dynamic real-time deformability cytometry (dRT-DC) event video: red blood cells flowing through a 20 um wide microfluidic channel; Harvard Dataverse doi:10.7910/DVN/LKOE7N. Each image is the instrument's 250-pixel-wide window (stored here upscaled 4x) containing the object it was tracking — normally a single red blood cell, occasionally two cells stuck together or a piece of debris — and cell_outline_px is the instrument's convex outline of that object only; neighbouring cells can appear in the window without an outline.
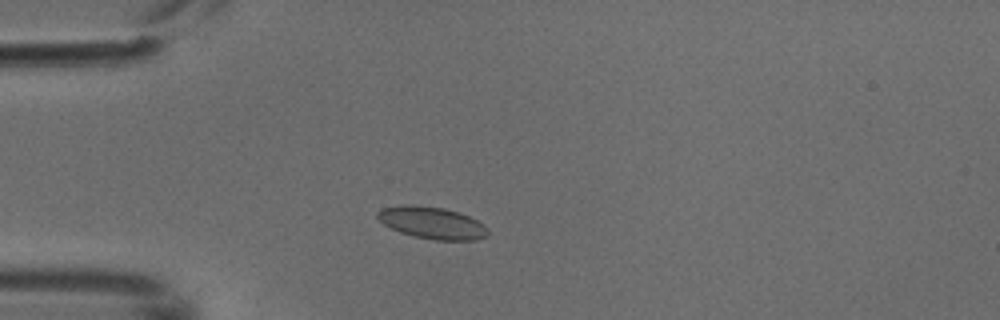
{"species": "common noctule bat (a hibernating species)", "species_latin": "Nyctalus noctula", "temperature_condition": "cold", "stored_images_in_passage": 4, "camera_frame_rate_fps": 3000, "um_per_image_px": 0.085, "animal": {"sex": "male", "body_mass_g": 18.8}, "frame": {"image": 1, "passage_image": 2, "time_ms": 0.333, "image_size_px": [1000, 320], "cell_outline_px": [[488, 236], [476, 240], [436, 240], [412, 236], [400, 232], [384, 224], [376, 216], [376, 212], [380, 208], [400, 204], [412, 204], [444, 208], [460, 212], [484, 224], [488, 228]], "centroid_in_image_um": [36.71, 18.93], "position_along_channel_um": 48.3, "area_um2": 20.87}}
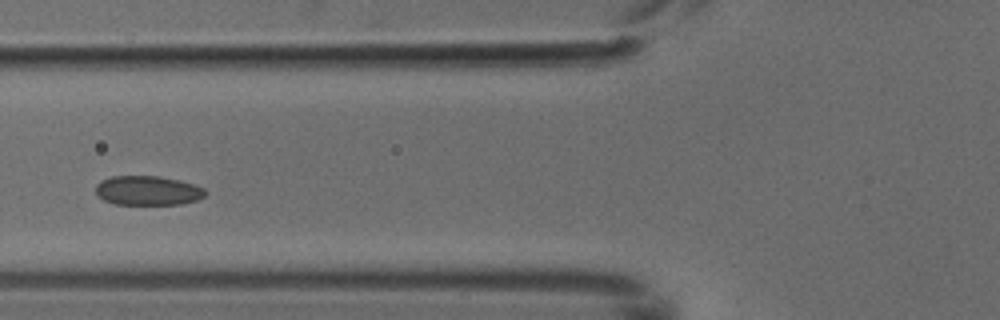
{"frame": {"image": 2, "passage_image": 4, "time_ms": 1.0, "image_size_px": [1000, 320], "cell_outline_px": [[208, 192], [204, 196], [196, 200], [180, 204], [116, 204], [104, 200], [96, 192], [96, 184], [100, 180], [112, 176], [160, 176], [180, 180], [204, 188]], "centroid_in_image_um": [12.57, 16.19], "position_along_channel_um": 113.2, "area_um2": 18.73}}